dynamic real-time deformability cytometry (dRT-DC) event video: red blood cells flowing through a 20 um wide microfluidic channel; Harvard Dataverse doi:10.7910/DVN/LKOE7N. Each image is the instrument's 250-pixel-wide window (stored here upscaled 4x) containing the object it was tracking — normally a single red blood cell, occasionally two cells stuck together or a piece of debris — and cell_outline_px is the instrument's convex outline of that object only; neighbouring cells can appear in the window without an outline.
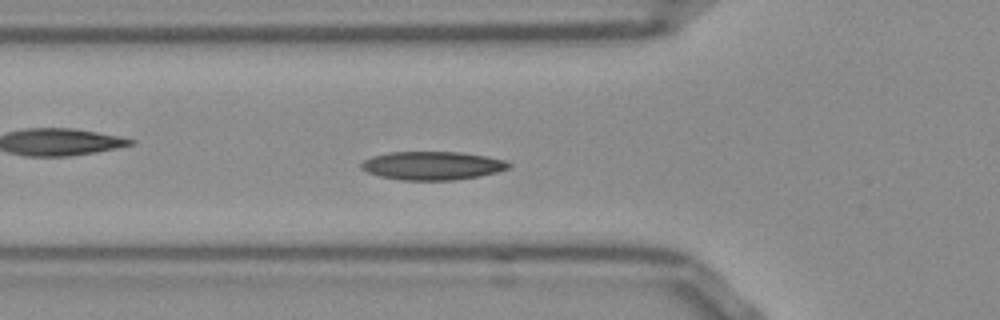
{"species": "Egyptian fruit bat (a non-hibernating species)", "species_latin": "Rousettus aegyptiacus", "temperature_condition": "room temperature", "stored_images_in_passage": 43, "camera_frame_rate_fps": 3000, "um_per_image_px": 0.085, "frame": {"image": 1, "passage_image": 7, "time_ms": 2.0, "image_size_px": [1000, 320], "cell_outline_px": [[512, 164], [508, 168], [496, 172], [480, 176], [452, 180], [400, 180], [380, 176], [368, 172], [360, 168], [360, 164], [364, 160], [372, 156], [388, 152], [460, 152], [484, 156], [504, 160]], "centroid_in_image_um": [36.72, 14.08], "position_along_channel_um": 89.1, "area_um2": 24.33}}
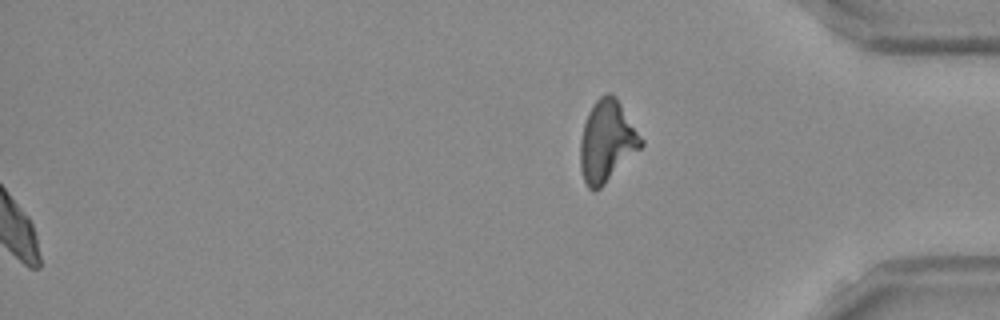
{"frame": {"image": 2, "passage_image": 43, "time_ms": 14.0, "image_size_px": [1000, 320], "cell_outline_px": [[644, 144], [596, 192], [592, 192], [588, 188], [584, 180], [580, 168], [580, 140], [584, 124], [588, 112], [596, 100], [600, 96], [608, 92], [612, 92], [616, 96], [644, 140]], "centroid_in_image_um": [51.57, 11.99], "position_along_channel_um": 383.6, "area_um2": 28.78}, "authors_computed_cell_mechanics": {"area_um2": 23.409, "velocity_mm_per_s": 3.7985, "shape_relaxation_time_tau1_ms": 3.6295, "shape_relaxation_time_tau2_ms": 2.8789, "deformation_change_tau1": 0.11, "deformation_change_tau2": 0.0686}}